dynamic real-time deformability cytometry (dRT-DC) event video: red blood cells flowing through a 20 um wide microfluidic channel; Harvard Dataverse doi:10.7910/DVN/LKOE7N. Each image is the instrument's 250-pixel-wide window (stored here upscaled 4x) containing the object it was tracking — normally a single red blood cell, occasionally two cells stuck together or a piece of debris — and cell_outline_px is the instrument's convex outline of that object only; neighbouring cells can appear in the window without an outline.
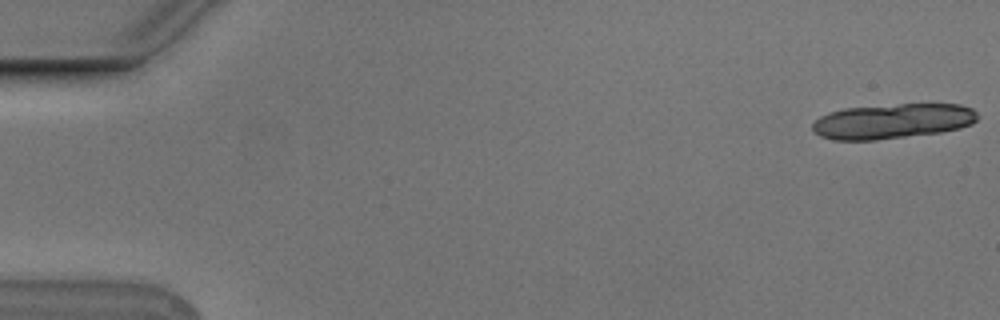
{"species": "Egyptian fruit bat (a non-hibernating species)", "species_latin": "Rousettus aegyptiacus", "temperature_condition": "cold", "stored_images_in_passage": 10, "camera_frame_rate_fps": 3000, "um_per_image_px": 0.085, "animal": {"sex": "male"}, "frame": {"image": 1, "passage_image": 1, "time_ms": 0.0, "image_size_px": [1000, 320], "cell_outline_px": [[980, 116], [972, 124], [960, 128], [940, 132], [876, 140], [832, 140], [820, 136], [812, 132], [812, 124], [820, 116], [828, 112], [844, 108], [900, 104], [960, 104], [972, 108]], "centroid_in_image_um": [75.85, 10.3], "position_along_channel_um": 9.1, "area_um2": 33.87}}